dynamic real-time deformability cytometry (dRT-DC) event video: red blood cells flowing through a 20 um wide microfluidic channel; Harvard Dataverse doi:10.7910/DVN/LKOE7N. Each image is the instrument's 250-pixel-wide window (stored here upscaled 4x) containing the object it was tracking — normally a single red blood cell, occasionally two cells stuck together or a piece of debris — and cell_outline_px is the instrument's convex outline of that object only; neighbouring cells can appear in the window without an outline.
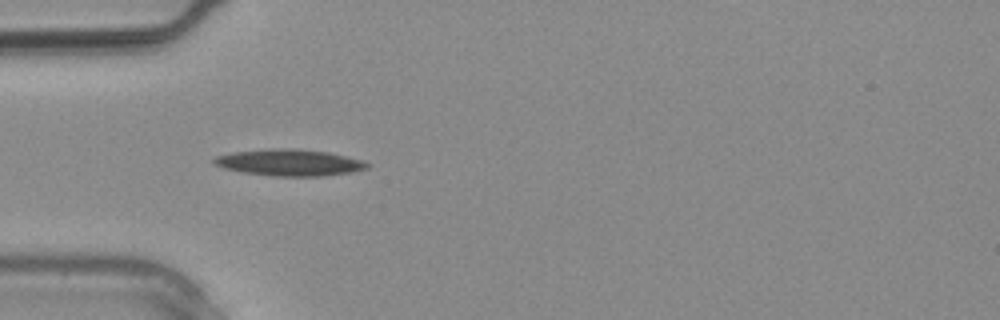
{"species": "common noctule bat (a hibernating species)", "species_latin": "Nyctalus noctula", "temperature_condition": "warm", "stored_images_in_passage": 3, "camera_frame_rate_fps": 3000, "um_per_image_px": 0.085, "animal": {"sex": "male", "body_mass_g": 20.4}, "frame": {"image": 1, "passage_image": 3, "time_ms": 0.667, "image_size_px": [1000, 320], "cell_outline_px": [[372, 164], [368, 168], [348, 172], [324, 176], [272, 176], [240, 172], [224, 168], [212, 164], [212, 160], [216, 156], [232, 152], [272, 148], [288, 148], [328, 152], [364, 160]], "centroid_in_image_um": [24.58, 13.82], "position_along_channel_um": 60.4, "area_um2": 23.81}}